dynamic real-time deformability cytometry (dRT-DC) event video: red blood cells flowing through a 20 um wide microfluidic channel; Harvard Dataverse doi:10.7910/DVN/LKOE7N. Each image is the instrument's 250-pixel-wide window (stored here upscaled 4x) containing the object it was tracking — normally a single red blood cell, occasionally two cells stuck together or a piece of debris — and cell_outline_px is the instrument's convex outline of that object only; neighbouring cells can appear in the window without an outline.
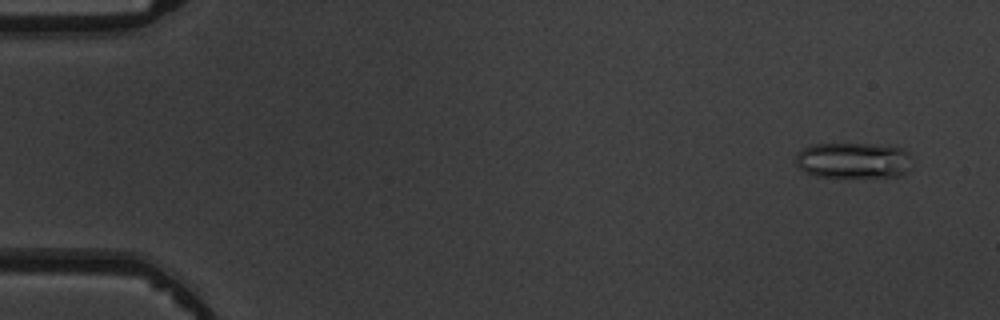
{"species": "common noctule bat (a hibernating species)", "species_latin": "Nyctalus noctula", "temperature_condition": "warm", "stored_images_in_passage": 5, "camera_frame_rate_fps": 3000, "um_per_image_px": 0.085, "animal": {"sex": "male", "body_mass_g": 19.5, "forearm_length_mm": 54.6}, "frame": {"image": 1, "passage_image": 2, "time_ms": 1.0, "image_size_px": [1000, 320], "cell_outline_px": [[908, 156], [904, 172], [896, 176], [816, 176], [804, 172], [796, 164], [796, 156], [804, 148], [812, 144], [868, 144], [900, 148], [908, 152]], "centroid_in_image_um": [72.43, 13.62], "position_along_channel_um": 12.6, "area_um2": 23.41}}
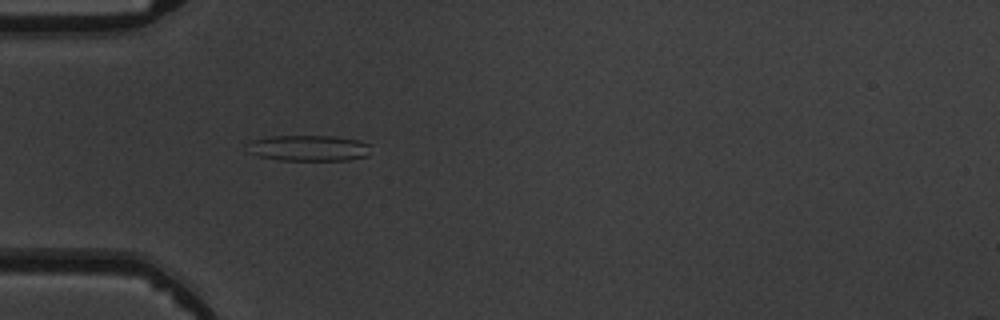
{"frame": {"image": 2, "passage_image": 5, "time_ms": 5.333, "image_size_px": [1000, 320], "cell_outline_px": [[372, 144], [368, 156], [348, 160], [280, 160], [260, 156], [248, 152], [244, 144], [248, 140], [272, 136], [332, 136], [360, 140]], "centroid_in_image_um": [26.22, 12.58], "position_along_channel_um": 58.8, "area_um2": 19.02}}